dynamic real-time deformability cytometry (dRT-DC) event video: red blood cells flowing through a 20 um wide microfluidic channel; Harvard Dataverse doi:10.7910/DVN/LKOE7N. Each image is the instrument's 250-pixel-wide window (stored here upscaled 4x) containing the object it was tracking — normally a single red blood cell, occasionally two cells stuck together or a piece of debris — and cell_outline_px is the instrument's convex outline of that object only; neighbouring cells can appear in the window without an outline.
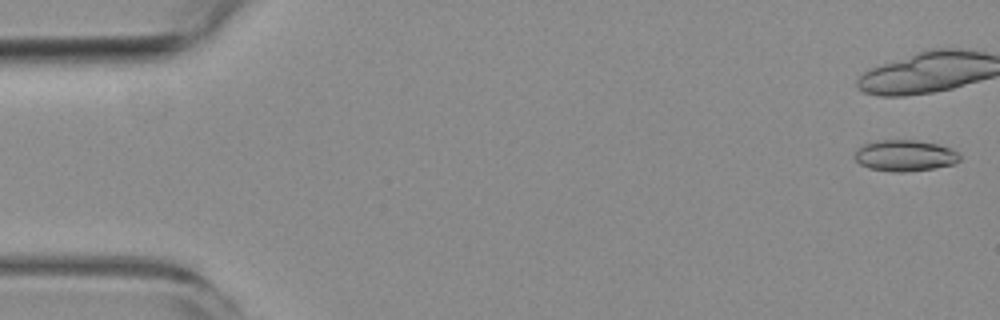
{"species": "common noctule bat (a hibernating species)", "species_latin": "Nyctalus noctula", "temperature_condition": "room temperature", "stored_images_in_passage": 10, "camera_frame_rate_fps": 3000, "um_per_image_px": 0.085, "animal": {"sex": "female", "body_mass_g": 19.3, "forearm_length_mm": 54.1}, "frame": {"image": 1, "passage_image": 1, "time_ms": 0.0, "image_size_px": [1000, 320], "cell_outline_px": [[960, 160], [952, 164], [932, 168], [904, 172], [892, 172], [868, 168], [860, 164], [852, 156], [856, 148], [864, 144], [876, 140], [916, 140], [936, 144], [952, 148], [960, 152]], "centroid_in_image_um": [76.88, 13.22], "position_along_channel_um": 8.1, "area_um2": 19.31}}
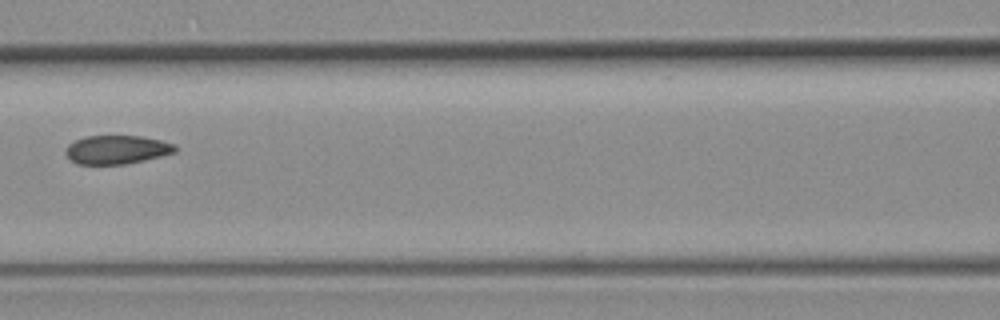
{"frame": {"image": 2, "passage_image": 7, "time_ms": 8.667, "image_size_px": [1000, 320], "cell_outline_px": [[176, 152], [144, 160], [124, 164], [76, 164], [64, 152], [68, 144], [84, 136], [140, 136], [160, 140], [176, 144]], "centroid_in_image_um": [9.92, 12.71], "position_along_channel_um": 156.7, "area_um2": 18.21}}
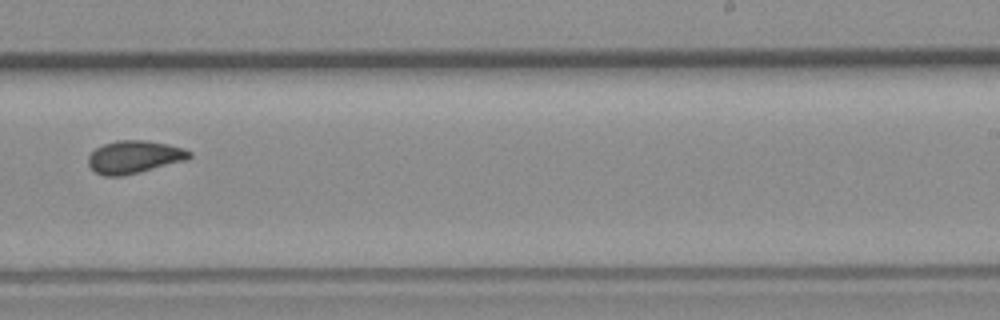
{"frame": {"image": 3, "passage_image": 10, "time_ms": 12.0, "image_size_px": [1000, 320], "cell_outline_px": [[192, 156], [188, 160], [140, 172], [120, 176], [104, 176], [96, 172], [88, 164], [88, 156], [96, 148], [104, 144], [116, 140], [144, 140], [168, 144], [184, 148], [192, 152]], "centroid_in_image_um": [11.44, 13.34], "position_along_channel_um": 277.6, "area_um2": 19.36}}